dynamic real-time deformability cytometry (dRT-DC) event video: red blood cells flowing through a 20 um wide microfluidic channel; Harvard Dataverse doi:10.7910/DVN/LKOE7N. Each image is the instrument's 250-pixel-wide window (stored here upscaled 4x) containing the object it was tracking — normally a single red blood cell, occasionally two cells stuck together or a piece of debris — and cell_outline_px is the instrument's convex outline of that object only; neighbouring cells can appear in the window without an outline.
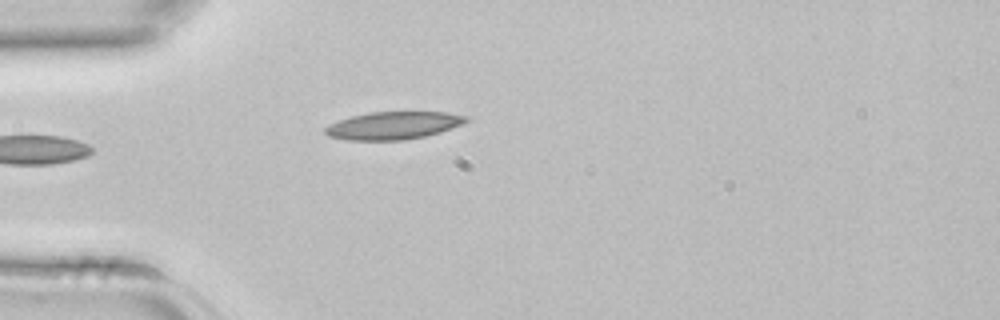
{"species": "common noctule bat (a hibernating species)", "species_latin": "Nyctalus noctula", "temperature_condition": "room temperature", "stored_images_in_passage": 4, "camera_frame_rate_fps": 3000, "um_per_image_px": 0.085, "animal": {"sex": "female", "body_mass_g": 22.7, "forearm_length_mm": 54.2}, "frame": {"image": 1, "passage_image": 4, "time_ms": 1.0, "image_size_px": [1000, 320], "cell_outline_px": [[468, 120], [464, 124], [440, 132], [424, 136], [404, 140], [348, 140], [328, 136], [324, 132], [324, 128], [328, 124], [352, 116], [368, 112], [448, 112], [468, 116]], "centroid_in_image_um": [33.44, 10.66], "position_along_channel_um": 51.6, "area_um2": 22.77}}